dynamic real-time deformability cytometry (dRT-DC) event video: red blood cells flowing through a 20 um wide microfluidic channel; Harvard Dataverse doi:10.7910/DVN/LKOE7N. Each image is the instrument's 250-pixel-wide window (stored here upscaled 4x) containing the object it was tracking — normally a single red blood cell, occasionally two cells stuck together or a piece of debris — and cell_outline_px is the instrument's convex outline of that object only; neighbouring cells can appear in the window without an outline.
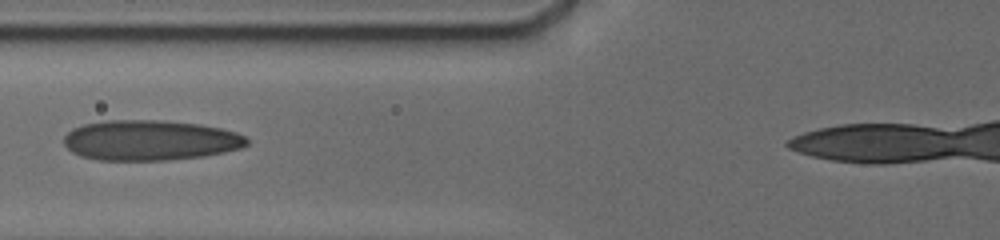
{"species": "human", "species_latin": "Homo sapiens", "temperature_condition": "cold", "stored_images_in_passage": 29, "camera_frame_rate_fps": 3000, "um_per_image_px": 0.085, "donor": {"sex": "male"}, "frame": {"image": 1, "passage_image": 6, "time_ms": 4.667, "image_size_px": [1000, 240], "cell_outline_px": [[248, 144], [240, 148], [224, 152], [204, 156], [168, 160], [96, 160], [80, 156], [72, 152], [64, 144], [64, 136], [72, 128], [84, 124], [108, 120], [160, 120], [200, 124], [220, 128], [236, 132], [244, 136], [248, 140]], "centroid_in_image_um": [12.74, 11.92], "position_along_channel_um": 113.1, "area_um2": 43.06}}
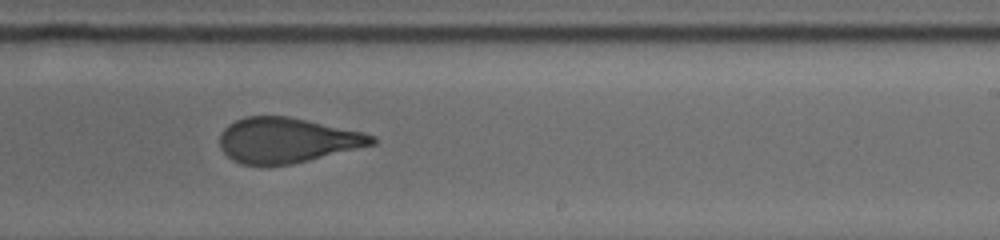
{"frame": {"image": 2, "passage_image": 15, "time_ms": 8.667, "image_size_px": [1000, 240], "cell_outline_px": [[376, 144], [292, 164], [240, 164], [232, 160], [220, 148], [220, 136], [224, 128], [228, 124], [236, 120], [248, 116], [288, 116], [364, 132], [376, 136]], "centroid_in_image_um": [24.4, 11.91], "position_along_channel_um": 264.6, "area_um2": 39.82}}
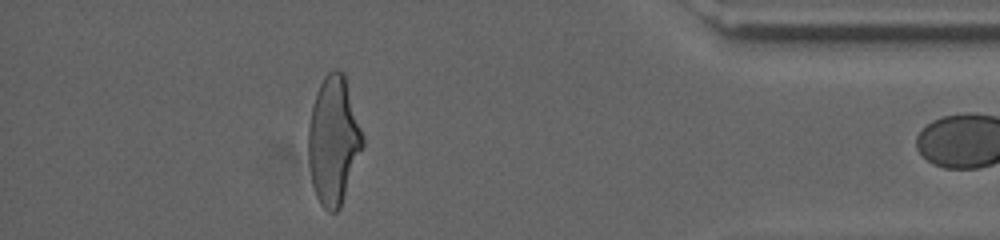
{"frame": {"image": 3, "passage_image": 28, "time_ms": 13.333, "image_size_px": [1000, 240], "cell_outline_px": [[364, 144], [340, 208], [336, 212], [328, 212], [320, 204], [316, 196], [312, 184], [308, 160], [308, 128], [312, 104], [316, 92], [324, 76], [332, 68], [340, 68], [344, 72], [364, 136]], "centroid_in_image_um": [28.34, 11.9], "position_along_channel_um": 406.9, "area_um2": 40.92}}